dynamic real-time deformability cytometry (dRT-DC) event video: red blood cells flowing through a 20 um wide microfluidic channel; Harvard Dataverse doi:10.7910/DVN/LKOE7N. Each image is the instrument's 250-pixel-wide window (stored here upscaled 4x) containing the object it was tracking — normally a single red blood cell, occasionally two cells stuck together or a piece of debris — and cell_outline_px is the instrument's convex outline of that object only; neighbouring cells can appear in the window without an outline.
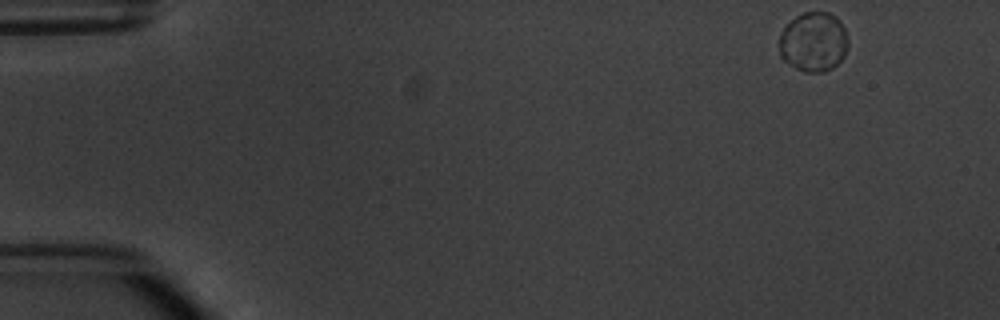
{"species": "common noctule bat (a hibernating species)", "species_latin": "Nyctalus noctula", "temperature_condition": "warm", "stored_images_in_passage": 9, "camera_frame_rate_fps": 3000, "um_per_image_px": 0.085, "animal": {"sex": "male", "body_mass_g": 20.1, "forearm_length_mm": 53.5}, "frame": {"image": 1, "passage_image": 1, "time_ms": 0.0, "image_size_px": [1000, 320], "cell_outline_px": [[848, 48], [844, 56], [832, 68], [824, 72], [804, 72], [796, 68], [784, 60], [780, 56], [780, 36], [784, 28], [796, 16], [804, 12], [828, 12], [836, 16], [840, 20], [848, 36]], "centroid_in_image_um": [69.18, 3.56], "position_along_channel_um": 15.8, "area_um2": 23.93}}
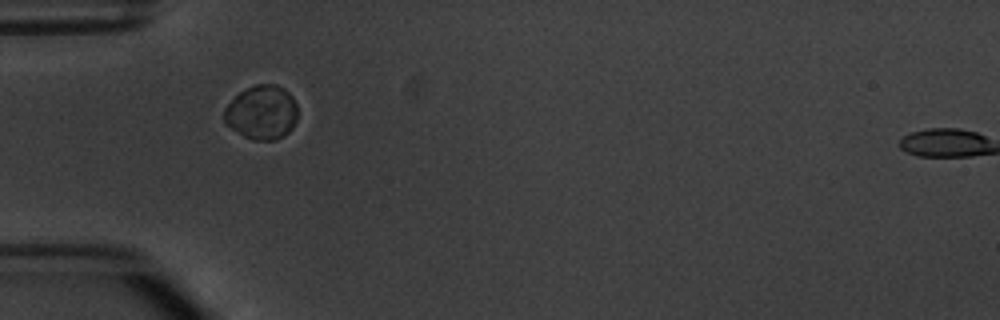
{"frame": {"image": 2, "passage_image": 4, "time_ms": 4.333, "image_size_px": [1000, 320], "cell_outline_px": [[296, 120], [292, 128], [284, 136], [276, 140], [252, 140], [244, 136], [232, 128], [224, 120], [224, 108], [240, 92], [256, 84], [276, 84], [284, 88], [292, 96], [296, 104]], "centroid_in_image_um": [22.27, 9.56], "position_along_channel_um": 62.7, "area_um2": 23.0}}
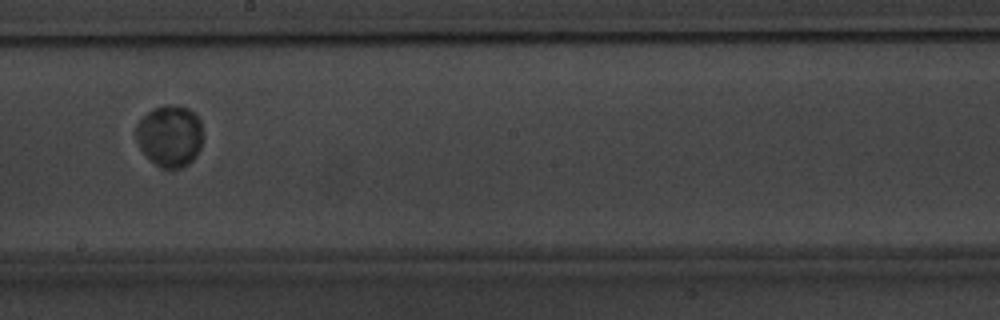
{"frame": {"image": 3, "passage_image": 8, "time_ms": 9.0, "image_size_px": [1000, 320], "cell_outline_px": [[200, 148], [196, 156], [188, 164], [180, 168], [164, 168], [156, 164], [140, 148], [136, 140], [136, 124], [148, 112], [156, 108], [188, 108], [200, 120]], "centroid_in_image_um": [14.41, 11.6], "position_along_channel_um": 233.8, "area_um2": 23.0}}